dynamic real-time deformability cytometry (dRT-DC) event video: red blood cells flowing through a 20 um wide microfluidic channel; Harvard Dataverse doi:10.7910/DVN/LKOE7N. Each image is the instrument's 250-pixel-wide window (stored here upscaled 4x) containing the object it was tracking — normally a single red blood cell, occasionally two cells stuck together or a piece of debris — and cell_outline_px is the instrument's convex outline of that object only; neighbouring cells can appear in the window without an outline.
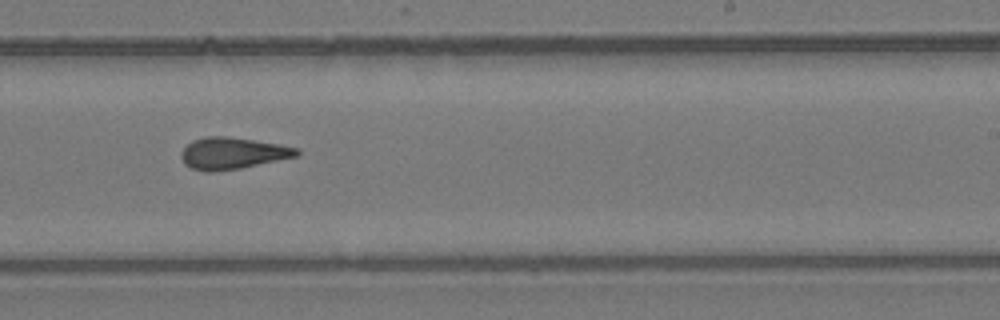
{"species": "common noctule bat (a hibernating species)", "species_latin": "Nyctalus noctula", "temperature_condition": "room temperature", "stored_images_in_passage": 9, "camera_frame_rate_fps": 3000, "um_per_image_px": 0.085, "animal": {"sex": "female", "body_mass_g": 24.6, "forearm_length_mm": 56.2}, "frame": {"image": 1, "passage_image": 9, "time_ms": 9.0, "image_size_px": [1000, 320], "cell_outline_px": [[300, 152], [296, 156], [240, 168], [212, 172], [204, 172], [192, 168], [184, 164], [180, 156], [180, 152], [192, 140], [204, 136], [224, 136], [280, 144], [300, 148]], "centroid_in_image_um": [19.73, 13.02], "position_along_channel_um": 269.3, "area_um2": 21.27}}